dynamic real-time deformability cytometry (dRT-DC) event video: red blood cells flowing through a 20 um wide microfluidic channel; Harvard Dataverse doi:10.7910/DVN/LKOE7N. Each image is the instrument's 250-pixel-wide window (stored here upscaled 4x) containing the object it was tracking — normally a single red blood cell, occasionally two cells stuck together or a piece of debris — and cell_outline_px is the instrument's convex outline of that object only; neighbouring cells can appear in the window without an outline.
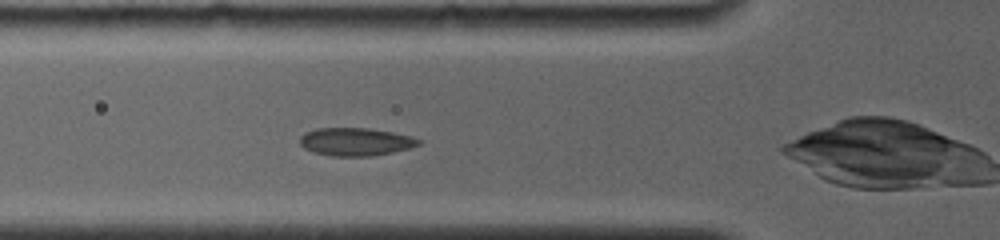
{"species": "common noctule bat (a hibernating species)", "species_latin": "Nyctalus noctula", "temperature_condition": "room temperature", "stored_images_in_passage": 38, "camera_frame_rate_fps": 4000, "um_per_image_px": 0.085, "animal": {"sex": "female", "body_mass_g": 19.0, "forearm_length_mm": 56.7}, "frame": {"image": 1, "passage_image": 9, "time_ms": 1.75, "image_size_px": [1000, 240], "cell_outline_px": [[424, 140], [420, 144], [408, 148], [392, 152], [368, 156], [332, 156], [316, 152], [304, 148], [300, 144], [300, 136], [304, 132], [316, 128], [368, 128], [392, 132]], "centroid_in_image_um": [30.2, 12.04], "position_along_channel_um": 95.6, "area_um2": 19.19}}
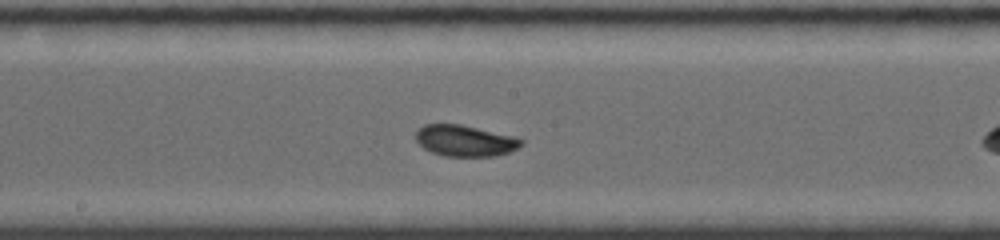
{"frame": {"image": 2, "passage_image": 16, "time_ms": 4.75, "image_size_px": [1000, 240], "cell_outline_px": [[524, 144], [508, 152], [496, 156], [444, 156], [432, 152], [424, 148], [416, 140], [416, 132], [424, 124], [460, 124], [516, 136], [524, 140]], "centroid_in_image_um": [39.56, 11.95], "position_along_channel_um": 208.6, "area_um2": 19.19}}
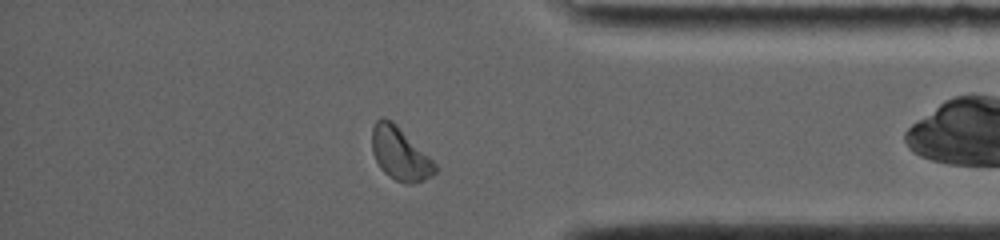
{"frame": {"image": 3, "passage_image": 31, "time_ms": 10.0, "image_size_px": [1000, 240], "cell_outline_px": [[440, 168], [432, 176], [412, 184], [404, 184], [388, 176], [380, 168], [372, 152], [372, 128], [376, 120], [392, 120]], "centroid_in_image_um": [34.0, 13.11], "position_along_channel_um": 401.2, "area_um2": 19.19}, "authors_computed_cell_mechanics": {"area_um2": 19.1896, "velocity_mm_per_s": 3.7889, "shape_relaxation_time_tau1_ms": 3.912, "shape_relaxation_time_tau2_ms": null, "deformation_change_tau1": 0.1015, "deformation_change_tau2": null}}